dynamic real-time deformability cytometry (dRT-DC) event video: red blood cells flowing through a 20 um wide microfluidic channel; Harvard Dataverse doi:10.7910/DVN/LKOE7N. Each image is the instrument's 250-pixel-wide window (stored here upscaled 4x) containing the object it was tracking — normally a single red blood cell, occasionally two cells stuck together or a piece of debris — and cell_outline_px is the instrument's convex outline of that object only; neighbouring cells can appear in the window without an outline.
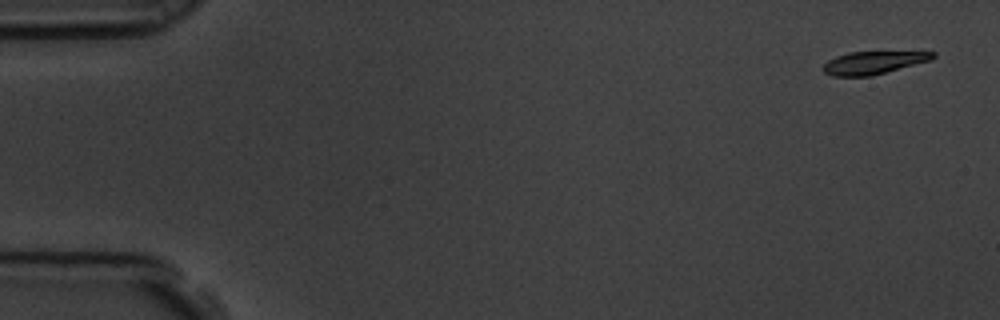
{"species": "common noctule bat (a hibernating species)", "species_latin": "Nyctalus noctula", "temperature_condition": "room temperature", "stored_images_in_passage": 4, "camera_frame_rate_fps": 3000, "um_per_image_px": 0.085, "animal": {"sex": "male", "body_mass_g": 19.5, "forearm_length_mm": 54.6}, "frame": {"image": 1, "passage_image": 1, "time_ms": 0.0, "image_size_px": [1000, 320], "cell_outline_px": [[936, 56], [932, 60], [872, 76], [832, 76], [824, 72], [824, 64], [828, 60], [836, 56], [848, 52], [936, 52]], "centroid_in_image_um": [74.25, 5.33], "position_along_channel_um": 10.7, "area_um2": 14.51}}